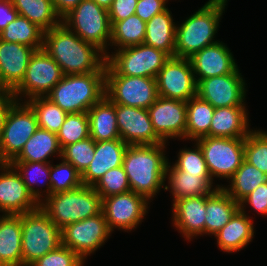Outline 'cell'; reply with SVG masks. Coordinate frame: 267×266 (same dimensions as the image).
<instances>
[{
	"mask_svg": "<svg viewBox=\"0 0 267 266\" xmlns=\"http://www.w3.org/2000/svg\"><path fill=\"white\" fill-rule=\"evenodd\" d=\"M43 49L58 63L63 75L106 71L103 52L63 23L44 31Z\"/></svg>",
	"mask_w": 267,
	"mask_h": 266,
	"instance_id": "obj_1",
	"label": "cell"
},
{
	"mask_svg": "<svg viewBox=\"0 0 267 266\" xmlns=\"http://www.w3.org/2000/svg\"><path fill=\"white\" fill-rule=\"evenodd\" d=\"M166 143L156 145H128L123 167L131 191L146 197H154L164 186L167 157L164 155Z\"/></svg>",
	"mask_w": 267,
	"mask_h": 266,
	"instance_id": "obj_2",
	"label": "cell"
},
{
	"mask_svg": "<svg viewBox=\"0 0 267 266\" xmlns=\"http://www.w3.org/2000/svg\"><path fill=\"white\" fill-rule=\"evenodd\" d=\"M227 0H209L203 7L176 26L174 56L189 59L213 41L219 27V20Z\"/></svg>",
	"mask_w": 267,
	"mask_h": 266,
	"instance_id": "obj_3",
	"label": "cell"
},
{
	"mask_svg": "<svg viewBox=\"0 0 267 266\" xmlns=\"http://www.w3.org/2000/svg\"><path fill=\"white\" fill-rule=\"evenodd\" d=\"M105 96V72L63 75L46 96L66 113H87Z\"/></svg>",
	"mask_w": 267,
	"mask_h": 266,
	"instance_id": "obj_4",
	"label": "cell"
},
{
	"mask_svg": "<svg viewBox=\"0 0 267 266\" xmlns=\"http://www.w3.org/2000/svg\"><path fill=\"white\" fill-rule=\"evenodd\" d=\"M46 201V202H45ZM40 203L41 209L60 228L102 212V198L93 186H81L51 194Z\"/></svg>",
	"mask_w": 267,
	"mask_h": 266,
	"instance_id": "obj_5",
	"label": "cell"
},
{
	"mask_svg": "<svg viewBox=\"0 0 267 266\" xmlns=\"http://www.w3.org/2000/svg\"><path fill=\"white\" fill-rule=\"evenodd\" d=\"M21 226L22 266H30L61 245V229L41 207L21 214Z\"/></svg>",
	"mask_w": 267,
	"mask_h": 266,
	"instance_id": "obj_6",
	"label": "cell"
},
{
	"mask_svg": "<svg viewBox=\"0 0 267 266\" xmlns=\"http://www.w3.org/2000/svg\"><path fill=\"white\" fill-rule=\"evenodd\" d=\"M106 56L105 75H125L156 78L170 56L144 43L116 50Z\"/></svg>",
	"mask_w": 267,
	"mask_h": 266,
	"instance_id": "obj_7",
	"label": "cell"
},
{
	"mask_svg": "<svg viewBox=\"0 0 267 266\" xmlns=\"http://www.w3.org/2000/svg\"><path fill=\"white\" fill-rule=\"evenodd\" d=\"M61 23L107 56L108 52L105 49L107 42L111 41L112 29L107 9L92 0H83L61 20Z\"/></svg>",
	"mask_w": 267,
	"mask_h": 266,
	"instance_id": "obj_8",
	"label": "cell"
},
{
	"mask_svg": "<svg viewBox=\"0 0 267 266\" xmlns=\"http://www.w3.org/2000/svg\"><path fill=\"white\" fill-rule=\"evenodd\" d=\"M18 102L11 107L0 135V164L11 163L39 128L31 106Z\"/></svg>",
	"mask_w": 267,
	"mask_h": 266,
	"instance_id": "obj_9",
	"label": "cell"
},
{
	"mask_svg": "<svg viewBox=\"0 0 267 266\" xmlns=\"http://www.w3.org/2000/svg\"><path fill=\"white\" fill-rule=\"evenodd\" d=\"M195 141L203 152L211 178L229 180L244 160L245 138L204 136Z\"/></svg>",
	"mask_w": 267,
	"mask_h": 266,
	"instance_id": "obj_10",
	"label": "cell"
},
{
	"mask_svg": "<svg viewBox=\"0 0 267 266\" xmlns=\"http://www.w3.org/2000/svg\"><path fill=\"white\" fill-rule=\"evenodd\" d=\"M105 96L114 104L148 109L159 97L156 78L105 75Z\"/></svg>",
	"mask_w": 267,
	"mask_h": 266,
	"instance_id": "obj_11",
	"label": "cell"
},
{
	"mask_svg": "<svg viewBox=\"0 0 267 266\" xmlns=\"http://www.w3.org/2000/svg\"><path fill=\"white\" fill-rule=\"evenodd\" d=\"M60 66L42 48L35 50L31 55L25 76L21 83L12 91L18 95H27V98L46 97L52 88L62 79Z\"/></svg>",
	"mask_w": 267,
	"mask_h": 266,
	"instance_id": "obj_12",
	"label": "cell"
},
{
	"mask_svg": "<svg viewBox=\"0 0 267 266\" xmlns=\"http://www.w3.org/2000/svg\"><path fill=\"white\" fill-rule=\"evenodd\" d=\"M107 221L101 212L95 216L68 224L61 229V244L73 250L83 260L97 250L110 236Z\"/></svg>",
	"mask_w": 267,
	"mask_h": 266,
	"instance_id": "obj_13",
	"label": "cell"
},
{
	"mask_svg": "<svg viewBox=\"0 0 267 266\" xmlns=\"http://www.w3.org/2000/svg\"><path fill=\"white\" fill-rule=\"evenodd\" d=\"M158 95L187 102L196 96L197 82L190 59L170 57L156 76Z\"/></svg>",
	"mask_w": 267,
	"mask_h": 266,
	"instance_id": "obj_14",
	"label": "cell"
},
{
	"mask_svg": "<svg viewBox=\"0 0 267 266\" xmlns=\"http://www.w3.org/2000/svg\"><path fill=\"white\" fill-rule=\"evenodd\" d=\"M148 199L133 191L102 199V213L112 232L114 228L132 230L141 222L148 208Z\"/></svg>",
	"mask_w": 267,
	"mask_h": 266,
	"instance_id": "obj_15",
	"label": "cell"
},
{
	"mask_svg": "<svg viewBox=\"0 0 267 266\" xmlns=\"http://www.w3.org/2000/svg\"><path fill=\"white\" fill-rule=\"evenodd\" d=\"M245 82L237 68L231 74L197 81L196 95L214 108L245 106Z\"/></svg>",
	"mask_w": 267,
	"mask_h": 266,
	"instance_id": "obj_16",
	"label": "cell"
},
{
	"mask_svg": "<svg viewBox=\"0 0 267 266\" xmlns=\"http://www.w3.org/2000/svg\"><path fill=\"white\" fill-rule=\"evenodd\" d=\"M0 211L20 215L37 210L40 204L32 196L21 175L10 164H0Z\"/></svg>",
	"mask_w": 267,
	"mask_h": 266,
	"instance_id": "obj_17",
	"label": "cell"
},
{
	"mask_svg": "<svg viewBox=\"0 0 267 266\" xmlns=\"http://www.w3.org/2000/svg\"><path fill=\"white\" fill-rule=\"evenodd\" d=\"M117 128L127 145H156L164 142L154 131L148 109L116 104Z\"/></svg>",
	"mask_w": 267,
	"mask_h": 266,
	"instance_id": "obj_18",
	"label": "cell"
},
{
	"mask_svg": "<svg viewBox=\"0 0 267 266\" xmlns=\"http://www.w3.org/2000/svg\"><path fill=\"white\" fill-rule=\"evenodd\" d=\"M155 133L164 141L185 138L187 105L185 101L158 97L148 108Z\"/></svg>",
	"mask_w": 267,
	"mask_h": 266,
	"instance_id": "obj_19",
	"label": "cell"
},
{
	"mask_svg": "<svg viewBox=\"0 0 267 266\" xmlns=\"http://www.w3.org/2000/svg\"><path fill=\"white\" fill-rule=\"evenodd\" d=\"M35 49L0 40V90L13 91L23 80Z\"/></svg>",
	"mask_w": 267,
	"mask_h": 266,
	"instance_id": "obj_20",
	"label": "cell"
},
{
	"mask_svg": "<svg viewBox=\"0 0 267 266\" xmlns=\"http://www.w3.org/2000/svg\"><path fill=\"white\" fill-rule=\"evenodd\" d=\"M196 82L214 76L233 73L238 67L232 53L222 42L204 47L189 58ZM197 77V78H196Z\"/></svg>",
	"mask_w": 267,
	"mask_h": 266,
	"instance_id": "obj_21",
	"label": "cell"
},
{
	"mask_svg": "<svg viewBox=\"0 0 267 266\" xmlns=\"http://www.w3.org/2000/svg\"><path fill=\"white\" fill-rule=\"evenodd\" d=\"M127 147L121 139L95 142L93 160L81 174L82 184L94 186L108 170L123 165Z\"/></svg>",
	"mask_w": 267,
	"mask_h": 266,
	"instance_id": "obj_22",
	"label": "cell"
},
{
	"mask_svg": "<svg viewBox=\"0 0 267 266\" xmlns=\"http://www.w3.org/2000/svg\"><path fill=\"white\" fill-rule=\"evenodd\" d=\"M208 195L187 197L173 202L174 226L186 239L204 234L206 200Z\"/></svg>",
	"mask_w": 267,
	"mask_h": 266,
	"instance_id": "obj_23",
	"label": "cell"
},
{
	"mask_svg": "<svg viewBox=\"0 0 267 266\" xmlns=\"http://www.w3.org/2000/svg\"><path fill=\"white\" fill-rule=\"evenodd\" d=\"M245 106L215 108L209 133L206 136L222 138H245L248 129V113Z\"/></svg>",
	"mask_w": 267,
	"mask_h": 266,
	"instance_id": "obj_24",
	"label": "cell"
},
{
	"mask_svg": "<svg viewBox=\"0 0 267 266\" xmlns=\"http://www.w3.org/2000/svg\"><path fill=\"white\" fill-rule=\"evenodd\" d=\"M21 214L0 217V266H22Z\"/></svg>",
	"mask_w": 267,
	"mask_h": 266,
	"instance_id": "obj_25",
	"label": "cell"
},
{
	"mask_svg": "<svg viewBox=\"0 0 267 266\" xmlns=\"http://www.w3.org/2000/svg\"><path fill=\"white\" fill-rule=\"evenodd\" d=\"M244 210V208H240L230 221L215 234L218 247L224 252L241 250L249 244L254 236L253 223Z\"/></svg>",
	"mask_w": 267,
	"mask_h": 266,
	"instance_id": "obj_26",
	"label": "cell"
},
{
	"mask_svg": "<svg viewBox=\"0 0 267 266\" xmlns=\"http://www.w3.org/2000/svg\"><path fill=\"white\" fill-rule=\"evenodd\" d=\"M167 164L165 176L168 175L173 201L196 196H205L213 193L220 185L212 189L213 178L199 174H185L174 166Z\"/></svg>",
	"mask_w": 267,
	"mask_h": 266,
	"instance_id": "obj_27",
	"label": "cell"
},
{
	"mask_svg": "<svg viewBox=\"0 0 267 266\" xmlns=\"http://www.w3.org/2000/svg\"><path fill=\"white\" fill-rule=\"evenodd\" d=\"M90 137L95 141L121 139L117 128L116 104L104 96L87 112Z\"/></svg>",
	"mask_w": 267,
	"mask_h": 266,
	"instance_id": "obj_28",
	"label": "cell"
},
{
	"mask_svg": "<svg viewBox=\"0 0 267 266\" xmlns=\"http://www.w3.org/2000/svg\"><path fill=\"white\" fill-rule=\"evenodd\" d=\"M239 209V203L227 194L222 187L217 188L208 195L206 200L204 234L215 235Z\"/></svg>",
	"mask_w": 267,
	"mask_h": 266,
	"instance_id": "obj_29",
	"label": "cell"
},
{
	"mask_svg": "<svg viewBox=\"0 0 267 266\" xmlns=\"http://www.w3.org/2000/svg\"><path fill=\"white\" fill-rule=\"evenodd\" d=\"M176 26L167 9L146 22L144 44L166 52L174 57Z\"/></svg>",
	"mask_w": 267,
	"mask_h": 266,
	"instance_id": "obj_30",
	"label": "cell"
},
{
	"mask_svg": "<svg viewBox=\"0 0 267 266\" xmlns=\"http://www.w3.org/2000/svg\"><path fill=\"white\" fill-rule=\"evenodd\" d=\"M56 152L61 158V148L57 134L38 128L13 161L50 163L47 159Z\"/></svg>",
	"mask_w": 267,
	"mask_h": 266,
	"instance_id": "obj_31",
	"label": "cell"
},
{
	"mask_svg": "<svg viewBox=\"0 0 267 266\" xmlns=\"http://www.w3.org/2000/svg\"><path fill=\"white\" fill-rule=\"evenodd\" d=\"M185 140L204 137L209 133L215 108L197 95L186 102Z\"/></svg>",
	"mask_w": 267,
	"mask_h": 266,
	"instance_id": "obj_32",
	"label": "cell"
},
{
	"mask_svg": "<svg viewBox=\"0 0 267 266\" xmlns=\"http://www.w3.org/2000/svg\"><path fill=\"white\" fill-rule=\"evenodd\" d=\"M11 2L18 15L26 17L44 31L61 23V18L56 15L52 0H11Z\"/></svg>",
	"mask_w": 267,
	"mask_h": 266,
	"instance_id": "obj_33",
	"label": "cell"
},
{
	"mask_svg": "<svg viewBox=\"0 0 267 266\" xmlns=\"http://www.w3.org/2000/svg\"><path fill=\"white\" fill-rule=\"evenodd\" d=\"M230 181V188L222 187V189L240 204L259 185L267 182V175L243 160L241 166L230 178Z\"/></svg>",
	"mask_w": 267,
	"mask_h": 266,
	"instance_id": "obj_34",
	"label": "cell"
},
{
	"mask_svg": "<svg viewBox=\"0 0 267 266\" xmlns=\"http://www.w3.org/2000/svg\"><path fill=\"white\" fill-rule=\"evenodd\" d=\"M0 40L23 44L39 50L43 48L44 30L26 17L18 15L0 33Z\"/></svg>",
	"mask_w": 267,
	"mask_h": 266,
	"instance_id": "obj_35",
	"label": "cell"
},
{
	"mask_svg": "<svg viewBox=\"0 0 267 266\" xmlns=\"http://www.w3.org/2000/svg\"><path fill=\"white\" fill-rule=\"evenodd\" d=\"M145 30L146 22L133 14L112 26L110 43L112 46H118V50L142 44L145 40Z\"/></svg>",
	"mask_w": 267,
	"mask_h": 266,
	"instance_id": "obj_36",
	"label": "cell"
},
{
	"mask_svg": "<svg viewBox=\"0 0 267 266\" xmlns=\"http://www.w3.org/2000/svg\"><path fill=\"white\" fill-rule=\"evenodd\" d=\"M26 102L36 114L38 127L57 134L68 113L47 97H35Z\"/></svg>",
	"mask_w": 267,
	"mask_h": 266,
	"instance_id": "obj_37",
	"label": "cell"
},
{
	"mask_svg": "<svg viewBox=\"0 0 267 266\" xmlns=\"http://www.w3.org/2000/svg\"><path fill=\"white\" fill-rule=\"evenodd\" d=\"M60 148L82 141L90 137L89 119L87 113L67 114L64 123L57 132Z\"/></svg>",
	"mask_w": 267,
	"mask_h": 266,
	"instance_id": "obj_38",
	"label": "cell"
},
{
	"mask_svg": "<svg viewBox=\"0 0 267 266\" xmlns=\"http://www.w3.org/2000/svg\"><path fill=\"white\" fill-rule=\"evenodd\" d=\"M17 172L21 175L23 182L25 183L27 189L31 192L32 196L37 200V202L40 204L42 200H40V197H42L40 191L38 189H35L33 184L36 183L37 180L40 179L42 176H46L45 180L48 181L47 183V196L51 195V187H50V163H44V162H27V161H12L10 163ZM32 172V173H31ZM42 175V176H41ZM39 177V178H38ZM44 181V182H46Z\"/></svg>",
	"mask_w": 267,
	"mask_h": 266,
	"instance_id": "obj_39",
	"label": "cell"
},
{
	"mask_svg": "<svg viewBox=\"0 0 267 266\" xmlns=\"http://www.w3.org/2000/svg\"><path fill=\"white\" fill-rule=\"evenodd\" d=\"M244 160L267 175V132H249L245 137Z\"/></svg>",
	"mask_w": 267,
	"mask_h": 266,
	"instance_id": "obj_40",
	"label": "cell"
},
{
	"mask_svg": "<svg viewBox=\"0 0 267 266\" xmlns=\"http://www.w3.org/2000/svg\"><path fill=\"white\" fill-rule=\"evenodd\" d=\"M49 177L51 194L69 191L82 185L81 173L63 159L56 166L50 164Z\"/></svg>",
	"mask_w": 267,
	"mask_h": 266,
	"instance_id": "obj_41",
	"label": "cell"
},
{
	"mask_svg": "<svg viewBox=\"0 0 267 266\" xmlns=\"http://www.w3.org/2000/svg\"><path fill=\"white\" fill-rule=\"evenodd\" d=\"M95 141L88 137L61 149V158L72 164L81 174L93 160Z\"/></svg>",
	"mask_w": 267,
	"mask_h": 266,
	"instance_id": "obj_42",
	"label": "cell"
},
{
	"mask_svg": "<svg viewBox=\"0 0 267 266\" xmlns=\"http://www.w3.org/2000/svg\"><path fill=\"white\" fill-rule=\"evenodd\" d=\"M93 188L102 199L131 190L123 165L108 170Z\"/></svg>",
	"mask_w": 267,
	"mask_h": 266,
	"instance_id": "obj_43",
	"label": "cell"
},
{
	"mask_svg": "<svg viewBox=\"0 0 267 266\" xmlns=\"http://www.w3.org/2000/svg\"><path fill=\"white\" fill-rule=\"evenodd\" d=\"M196 149H182L179 152L178 160L173 165L177 170L185 174H199L200 176H211L204 160L203 152L198 143Z\"/></svg>",
	"mask_w": 267,
	"mask_h": 266,
	"instance_id": "obj_44",
	"label": "cell"
},
{
	"mask_svg": "<svg viewBox=\"0 0 267 266\" xmlns=\"http://www.w3.org/2000/svg\"><path fill=\"white\" fill-rule=\"evenodd\" d=\"M84 260L70 248L60 245L30 266H83Z\"/></svg>",
	"mask_w": 267,
	"mask_h": 266,
	"instance_id": "obj_45",
	"label": "cell"
},
{
	"mask_svg": "<svg viewBox=\"0 0 267 266\" xmlns=\"http://www.w3.org/2000/svg\"><path fill=\"white\" fill-rule=\"evenodd\" d=\"M138 0H113L108 9L111 27L118 21L135 14Z\"/></svg>",
	"mask_w": 267,
	"mask_h": 266,
	"instance_id": "obj_46",
	"label": "cell"
},
{
	"mask_svg": "<svg viewBox=\"0 0 267 266\" xmlns=\"http://www.w3.org/2000/svg\"><path fill=\"white\" fill-rule=\"evenodd\" d=\"M167 0H138L135 15L147 22L156 14L165 11Z\"/></svg>",
	"mask_w": 267,
	"mask_h": 266,
	"instance_id": "obj_47",
	"label": "cell"
},
{
	"mask_svg": "<svg viewBox=\"0 0 267 266\" xmlns=\"http://www.w3.org/2000/svg\"><path fill=\"white\" fill-rule=\"evenodd\" d=\"M244 203H249L261 215H267V182L259 185L253 192L246 196L240 202V208H244Z\"/></svg>",
	"mask_w": 267,
	"mask_h": 266,
	"instance_id": "obj_48",
	"label": "cell"
},
{
	"mask_svg": "<svg viewBox=\"0 0 267 266\" xmlns=\"http://www.w3.org/2000/svg\"><path fill=\"white\" fill-rule=\"evenodd\" d=\"M18 100L12 94V91L0 90V135L2 133L3 127L5 125L8 113L11 107Z\"/></svg>",
	"mask_w": 267,
	"mask_h": 266,
	"instance_id": "obj_49",
	"label": "cell"
},
{
	"mask_svg": "<svg viewBox=\"0 0 267 266\" xmlns=\"http://www.w3.org/2000/svg\"><path fill=\"white\" fill-rule=\"evenodd\" d=\"M18 16L11 0H0V33Z\"/></svg>",
	"mask_w": 267,
	"mask_h": 266,
	"instance_id": "obj_50",
	"label": "cell"
},
{
	"mask_svg": "<svg viewBox=\"0 0 267 266\" xmlns=\"http://www.w3.org/2000/svg\"><path fill=\"white\" fill-rule=\"evenodd\" d=\"M83 0H52V4L56 15L61 17V20L67 16L76 6Z\"/></svg>",
	"mask_w": 267,
	"mask_h": 266,
	"instance_id": "obj_51",
	"label": "cell"
},
{
	"mask_svg": "<svg viewBox=\"0 0 267 266\" xmlns=\"http://www.w3.org/2000/svg\"><path fill=\"white\" fill-rule=\"evenodd\" d=\"M92 1L107 10L111 7L113 2V0H92Z\"/></svg>",
	"mask_w": 267,
	"mask_h": 266,
	"instance_id": "obj_52",
	"label": "cell"
}]
</instances>
